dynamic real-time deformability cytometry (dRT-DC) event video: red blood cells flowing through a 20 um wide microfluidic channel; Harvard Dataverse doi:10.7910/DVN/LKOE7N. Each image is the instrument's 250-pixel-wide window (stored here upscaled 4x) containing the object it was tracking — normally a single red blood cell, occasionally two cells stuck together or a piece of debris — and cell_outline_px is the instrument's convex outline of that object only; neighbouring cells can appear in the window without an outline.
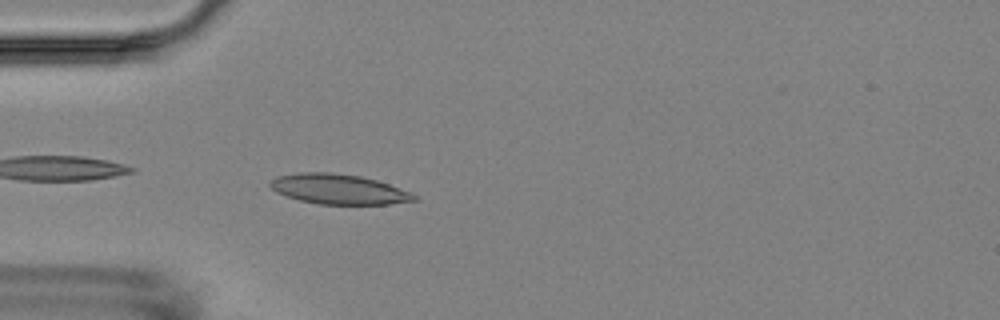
{"species": "Egyptian fruit bat (a non-hibernating species)", "species_latin": "Rousettus aegyptiacus", "temperature_condition": "room temperature", "stored_images_in_passage": 4, "camera_frame_rate_fps": 3000, "um_per_image_px": 0.085, "animal": {"sex": "female"}, "frame": {"image": 1, "passage_image": 4, "time_ms": 5.333, "image_size_px": [1000, 320], "cell_outline_px": [[416, 200], [388, 204], [316, 204], [300, 200], [276, 192], [268, 184], [276, 176], [300, 172], [332, 172], [360, 176], [376, 180], [412, 192], [416, 196]], "centroid_in_image_um": [28.77, 16.07], "position_along_channel_um": 56.2, "area_um2": 25.09}}